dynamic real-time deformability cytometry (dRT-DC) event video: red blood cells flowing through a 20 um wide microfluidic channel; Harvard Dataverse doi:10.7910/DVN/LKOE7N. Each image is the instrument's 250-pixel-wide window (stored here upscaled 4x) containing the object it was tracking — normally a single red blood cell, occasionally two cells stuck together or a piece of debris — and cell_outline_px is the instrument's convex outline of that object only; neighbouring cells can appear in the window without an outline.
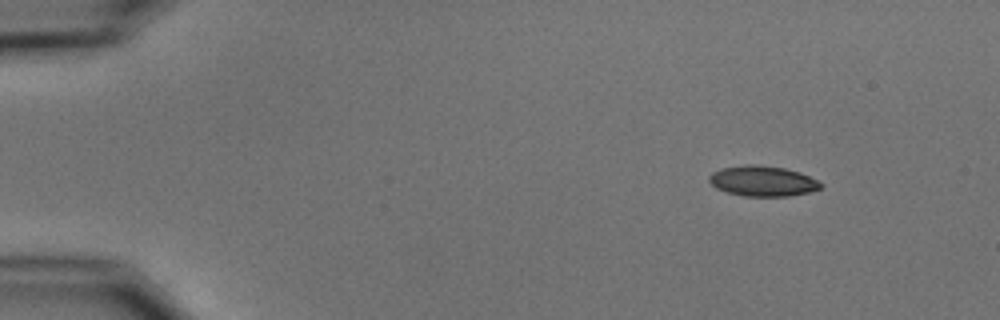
{"species": "common noctule bat (a hibernating species)", "species_latin": "Nyctalus noctula", "temperature_condition": "cold", "stored_images_in_passage": 49, "camera_frame_rate_fps": 3000, "um_per_image_px": 0.085, "animal": {"sex": "male", "body_mass_g": 15.6}, "frame": {"image": 1, "passage_image": 1, "time_ms": 0.0, "image_size_px": [1000, 320], "cell_outline_px": [[824, 184], [820, 188], [808, 192], [788, 196], [744, 196], [728, 192], [716, 188], [708, 180], [708, 176], [712, 172], [720, 168], [744, 164], [756, 164], [784, 168], [800, 172]], "centroid_in_image_um": [64.79, 15.37], "position_along_channel_um": 20.2, "area_um2": 19.77}}
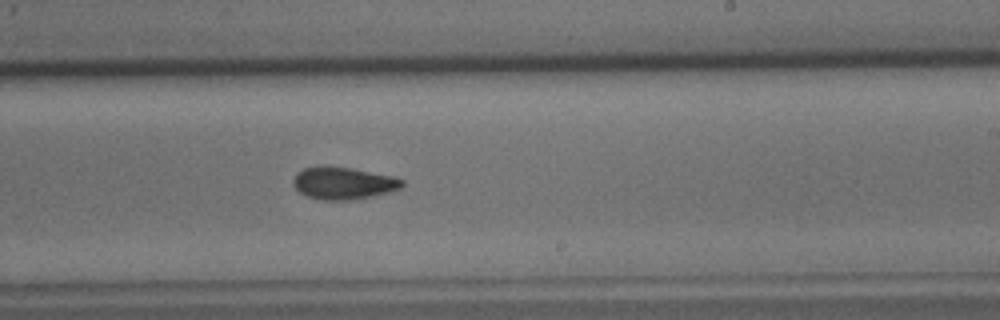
{"frame": {"image": 2, "passage_image": 28, "time_ms": 9.0, "image_size_px": [1000, 320], "cell_outline_px": [[404, 184], [400, 188], [388, 192], [348, 200], [324, 200], [308, 196], [300, 192], [292, 184], [292, 180], [296, 172], [304, 168], [324, 164], [352, 168], [392, 176], [404, 180]], "centroid_in_image_um": [29.13, 15.53], "position_along_channel_um": 259.9, "area_um2": 20.52}}
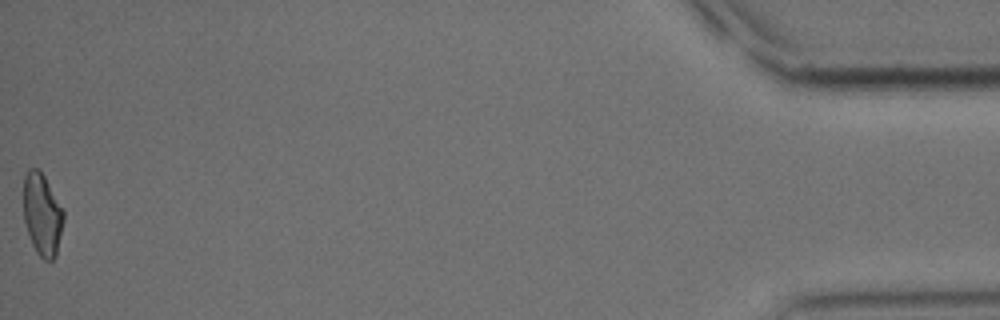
{"frame": {"image": 3, "passage_image": 49, "time_ms": 16.0, "image_size_px": [1000, 320], "cell_outline_px": [[64, 220], [56, 256], [52, 260], [44, 260], [36, 252], [32, 244], [24, 220], [24, 176], [28, 168], [36, 168], [44, 176], [64, 208]], "centroid_in_image_um": [3.61, 18.23], "position_along_channel_um": 431.6, "area_um2": 19.25}, "authors_computed_cell_mechanics": {"area_um2": 20.0566, "velocity_mm_per_s": 3.7419, "shape_relaxation_time_tau1_ms": 3.2266, "shape_relaxation_time_tau2_ms": 2.7904, "deformation_change_tau1": 0.1416, "deformation_change_tau2": 0.0941}}